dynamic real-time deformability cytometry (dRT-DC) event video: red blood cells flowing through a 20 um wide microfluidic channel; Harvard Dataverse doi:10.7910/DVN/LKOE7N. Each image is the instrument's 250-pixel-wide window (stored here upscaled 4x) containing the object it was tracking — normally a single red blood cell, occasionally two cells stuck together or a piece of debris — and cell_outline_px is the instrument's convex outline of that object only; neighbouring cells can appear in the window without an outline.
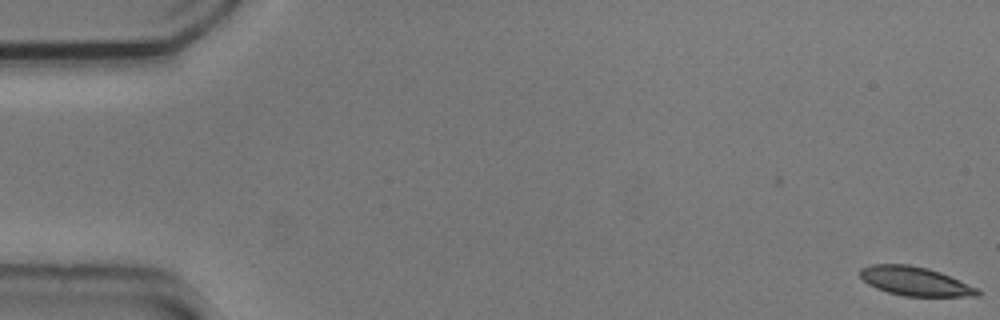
{"species": "common noctule bat (a hibernating species)", "species_latin": "Nyctalus noctula", "temperature_condition": "cold", "stored_images_in_passage": 2, "camera_frame_rate_fps": 3000, "um_per_image_px": 0.085, "animal": {"sex": "male", "body_mass_g": 20.5, "forearm_length_mm": 52.5}, "frame": {"image": 1, "passage_image": 2, "time_ms": 0.333, "image_size_px": [1000, 320], "cell_outline_px": [[980, 296], [904, 296], [888, 292], [876, 288], [868, 284], [860, 276], [860, 268], [872, 264], [908, 264], [928, 268], [940, 272], [976, 288], [980, 292]], "centroid_in_image_um": [77.74, 23.9], "position_along_channel_um": 7.3, "area_um2": 19.59}}